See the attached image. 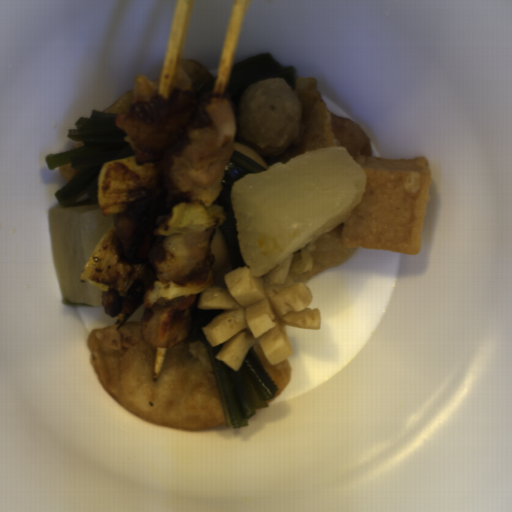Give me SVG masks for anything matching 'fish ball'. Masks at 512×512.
I'll return each mask as SVG.
<instances>
[{
  "instance_id": "1",
  "label": "fish ball",
  "mask_w": 512,
  "mask_h": 512,
  "mask_svg": "<svg viewBox=\"0 0 512 512\" xmlns=\"http://www.w3.org/2000/svg\"><path fill=\"white\" fill-rule=\"evenodd\" d=\"M365 194L343 221L341 248H373L420 255L432 186L426 157L359 156Z\"/></svg>"
},
{
  "instance_id": "2",
  "label": "fish ball",
  "mask_w": 512,
  "mask_h": 512,
  "mask_svg": "<svg viewBox=\"0 0 512 512\" xmlns=\"http://www.w3.org/2000/svg\"><path fill=\"white\" fill-rule=\"evenodd\" d=\"M210 248L212 254L214 255V261L211 268L214 283L211 286L226 288L225 276L228 272L234 270V268L219 226L215 228V233L210 243Z\"/></svg>"
},
{
  "instance_id": "3",
  "label": "fish ball",
  "mask_w": 512,
  "mask_h": 512,
  "mask_svg": "<svg viewBox=\"0 0 512 512\" xmlns=\"http://www.w3.org/2000/svg\"><path fill=\"white\" fill-rule=\"evenodd\" d=\"M233 150H236V151L242 153L243 155L249 157L250 159L256 161L261 166H263L266 170L268 168H270L269 165L264 160V158L261 156V154L259 152H257L254 148H252L249 145H246V144H244L242 142H235L234 141V148H233Z\"/></svg>"
}]
</instances>
